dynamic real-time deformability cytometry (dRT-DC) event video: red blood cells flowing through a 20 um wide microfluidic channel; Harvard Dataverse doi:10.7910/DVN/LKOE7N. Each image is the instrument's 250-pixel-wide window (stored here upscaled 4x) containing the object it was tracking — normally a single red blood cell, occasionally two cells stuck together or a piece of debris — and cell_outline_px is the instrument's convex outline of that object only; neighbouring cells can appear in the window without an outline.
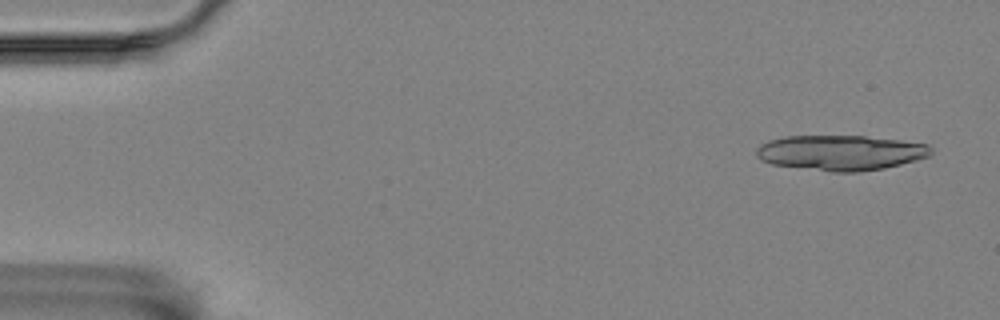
{"species": "Egyptian fruit bat (a non-hibernating species)", "species_latin": "Rousettus aegyptiacus", "temperature_condition": "room temperature", "stored_images_in_passage": 57, "camera_frame_rate_fps": 3000, "um_per_image_px": 0.085, "animal": {"sex": "female"}, "frame": {"image": 1, "passage_image": 3, "time_ms": 0.667, "image_size_px": [1000, 320], "cell_outline_px": [[932, 152], [928, 156], [916, 160], [884, 168], [860, 172], [832, 172], [772, 164], [756, 156], [756, 148], [760, 144], [768, 140], [784, 136], [864, 136], [928, 144], [932, 148]], "centroid_in_image_um": [71.43, 12.98], "position_along_channel_um": 13.6, "area_um2": 35.72}}
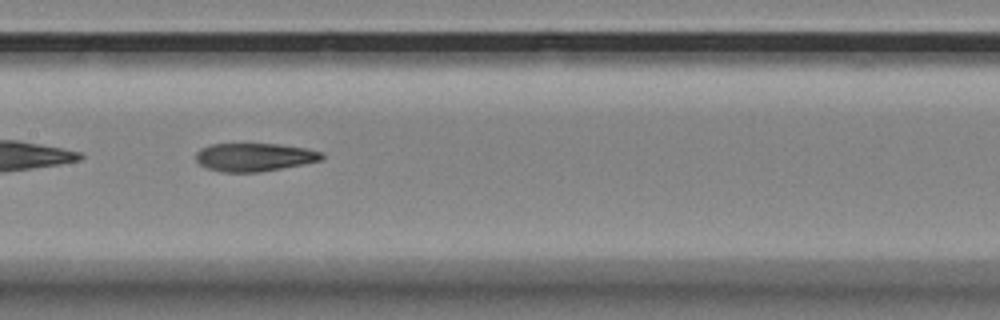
{"frame": {"image": 2, "passage_image": 28, "time_ms": 9.0, "image_size_px": [1000, 320], "cell_outline_px": [[324, 156], [320, 160], [260, 172], [224, 172], [208, 168], [200, 164], [196, 160], [196, 152], [200, 148], [212, 144], [276, 144], [304, 148], [324, 152]], "centroid_in_image_um": [21.59, 13.35], "position_along_channel_um": 185.8, "area_um2": 20.4}}
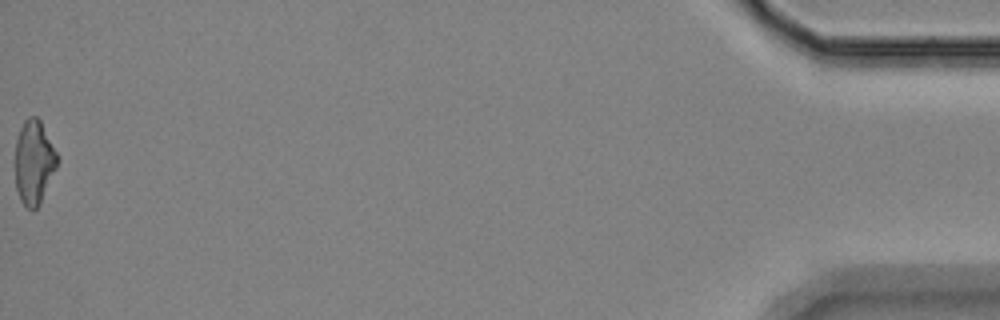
{"frame": {"image": 3, "passage_image": 57, "time_ms": 18.667, "image_size_px": [1000, 320], "cell_outline_px": [[56, 168], [40, 204], [32, 212], [20, 200], [16, 188], [16, 140], [20, 128], [24, 120], [28, 116], [36, 116], [40, 120], [56, 152]], "centroid_in_image_um": [2.87, 13.8], "position_along_channel_um": 432.3, "area_um2": 20.29}, "authors_computed_cell_mechanics": {"area_um2": 21.7328, "velocity_mm_per_s": 3.5357, "shape_relaxation_time_tau1_ms": null, "shape_relaxation_time_tau2_ms": 3.9615, "deformation_change_tau1": null, "deformation_change_tau2": 0.1328}}